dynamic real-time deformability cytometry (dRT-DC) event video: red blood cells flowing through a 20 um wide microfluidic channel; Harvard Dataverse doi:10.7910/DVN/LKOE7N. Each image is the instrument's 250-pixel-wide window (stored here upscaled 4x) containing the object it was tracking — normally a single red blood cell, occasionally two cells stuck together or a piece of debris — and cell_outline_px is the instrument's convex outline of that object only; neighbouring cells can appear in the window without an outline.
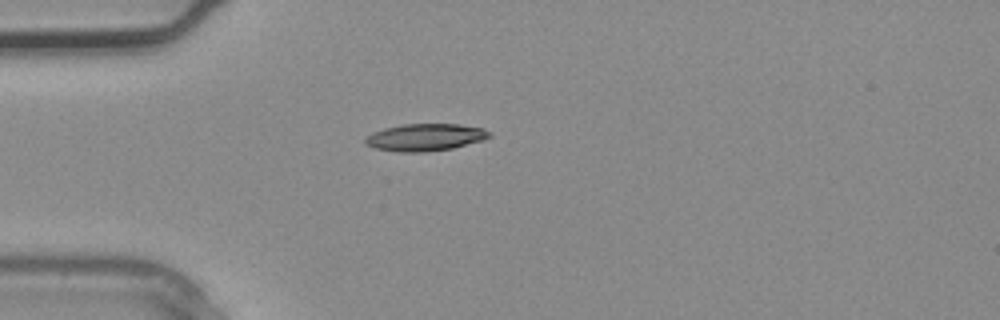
{"species": "common noctule bat (a hibernating species)", "species_latin": "Nyctalus noctula", "temperature_condition": "warm", "stored_images_in_passage": 3, "camera_frame_rate_fps": 3000, "um_per_image_px": 0.085, "animal": {"sex": "male", "body_mass_g": 20.4}, "frame": {"image": 1, "passage_image": 3, "time_ms": 0.667, "image_size_px": [1000, 320], "cell_outline_px": [[492, 136], [484, 140], [452, 148], [424, 152], [396, 152], [376, 148], [364, 144], [364, 140], [372, 132], [384, 128], [404, 124], [460, 124], [484, 128], [492, 132]], "centroid_in_image_um": [36.17, 11.67], "position_along_channel_um": 48.8, "area_um2": 19.83}}